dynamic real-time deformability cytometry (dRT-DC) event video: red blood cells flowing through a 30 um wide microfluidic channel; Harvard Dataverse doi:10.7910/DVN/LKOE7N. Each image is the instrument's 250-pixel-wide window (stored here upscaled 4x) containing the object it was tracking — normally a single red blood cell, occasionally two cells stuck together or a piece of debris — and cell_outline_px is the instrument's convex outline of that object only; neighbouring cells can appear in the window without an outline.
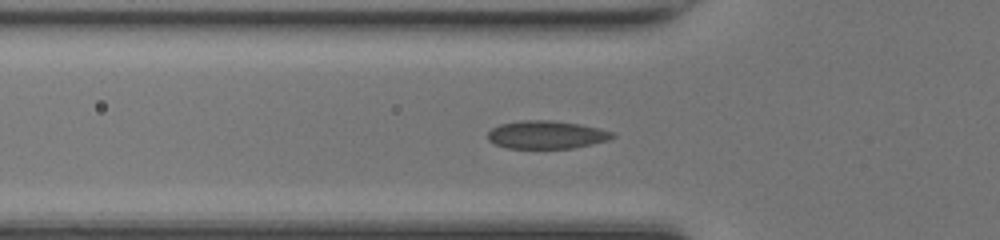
{"species": "common noctule bat (a hibernating species)", "species_latin": "Nyctalus noctula", "temperature_condition": "room temperature", "stored_images_in_passage": 49, "camera_frame_rate_fps": 3000, "um_per_image_px": 0.085, "animal": {"sex": "female", "body_mass_g": 17.0, "forearm_length_mm": 48.0}, "frame": {"image": 1, "passage_image": 16, "time_ms": 5.0, "image_size_px": [1000, 240], "cell_outline_px": [[616, 136], [608, 140], [592, 144], [572, 148], [508, 148], [496, 144], [488, 140], [488, 132], [492, 128], [500, 124], [520, 120], [556, 120], [580, 124], [600, 128], [616, 132]], "centroid_in_image_um": [46.49, 11.44], "position_along_channel_um": 79.3, "area_um2": 20.52}}
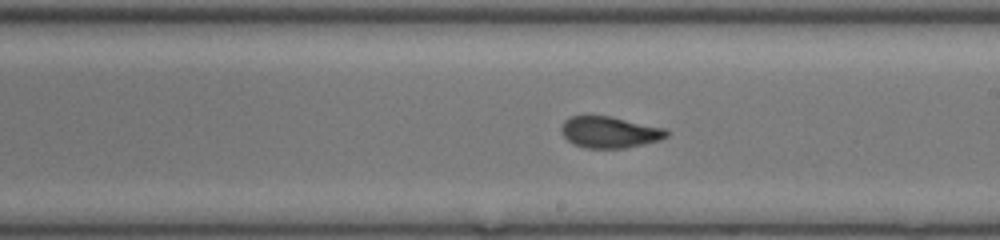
{"frame": {"image": 2, "passage_image": 27, "time_ms": 8.667, "image_size_px": [1000, 240], "cell_outline_px": [[668, 136], [660, 140], [644, 144], [624, 148], [584, 148], [572, 144], [560, 132], [560, 128], [564, 120], [572, 116], [612, 116], [664, 128], [668, 132]], "centroid_in_image_um": [51.79, 11.24], "position_along_channel_um": 237.2, "area_um2": 19.36}}
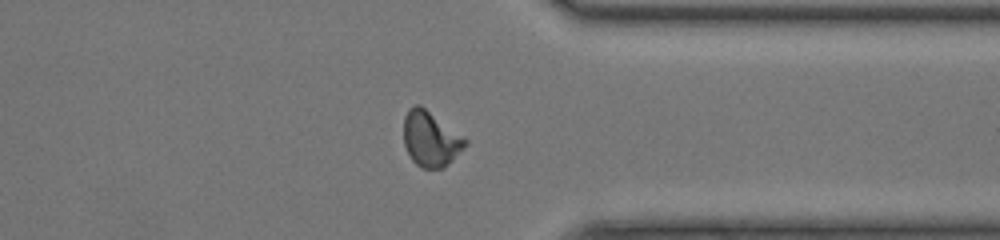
{"frame": {"image": 3, "passage_image": 37, "time_ms": 12.0, "image_size_px": [1000, 240], "cell_outline_px": [[468, 144], [444, 168], [420, 168], [412, 160], [404, 144], [404, 116], [408, 108], [416, 104], [420, 104], [464, 136], [468, 140]], "centroid_in_image_um": [36.61, 11.79], "position_along_channel_um": 374.8, "area_um2": 19.94}, "authors_computed_cell_mechanics": {"area_um2": 19.7676, "velocity_mm_per_s": 4.2869, "shape_relaxation_time_tau1_ms": 6.7374, "shape_relaxation_time_tau2_ms": 0.9927, "deformation_change_tau1": 0.19, "deformation_change_tau2": 0.0482}}